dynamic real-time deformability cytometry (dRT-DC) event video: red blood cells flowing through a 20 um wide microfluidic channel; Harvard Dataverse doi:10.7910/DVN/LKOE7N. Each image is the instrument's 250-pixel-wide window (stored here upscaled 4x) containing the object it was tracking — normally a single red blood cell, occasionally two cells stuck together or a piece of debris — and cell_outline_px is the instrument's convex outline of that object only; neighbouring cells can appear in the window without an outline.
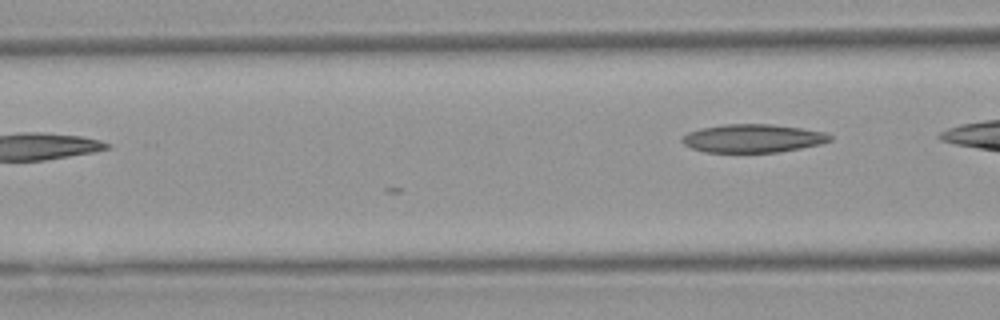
{"species": "Egyptian fruit bat (a non-hibernating species)", "species_latin": "Rousettus aegyptiacus", "temperature_condition": "warm", "stored_images_in_passage": 3, "camera_frame_rate_fps": 3000, "um_per_image_px": 0.085, "animal": {"sex": "female"}, "frame": {"image": 1, "passage_image": 3, "time_ms": 0.667, "image_size_px": [1000, 320], "cell_outline_px": [[832, 140], [820, 144], [780, 152], [704, 152], [692, 148], [684, 144], [680, 140], [688, 132], [700, 128], [724, 124], [772, 124], [800, 128], [824, 132], [832, 136]], "centroid_in_image_um": [63.98, 11.76], "position_along_channel_um": 102.6, "area_um2": 24.33}}